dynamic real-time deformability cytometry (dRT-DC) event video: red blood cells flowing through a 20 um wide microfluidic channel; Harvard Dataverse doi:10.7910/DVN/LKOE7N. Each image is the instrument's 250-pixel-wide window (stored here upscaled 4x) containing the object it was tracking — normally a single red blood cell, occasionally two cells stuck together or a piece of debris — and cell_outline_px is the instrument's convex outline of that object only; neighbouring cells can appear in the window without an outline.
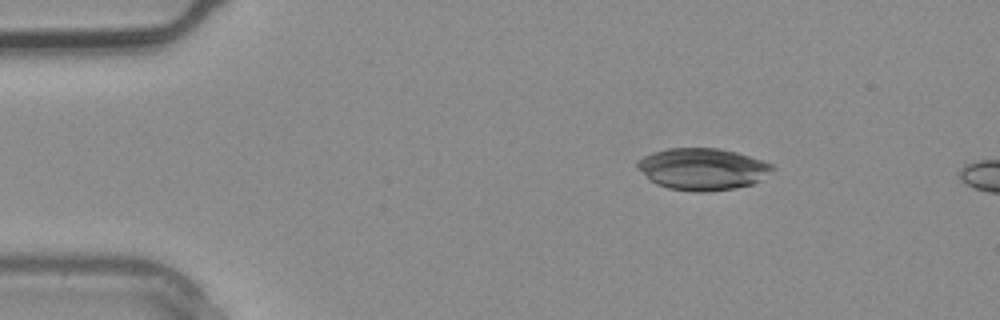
{"species": "common noctule bat (a hibernating species)", "species_latin": "Nyctalus noctula", "temperature_condition": "warm", "stored_images_in_passage": 4, "camera_frame_rate_fps": 3000, "um_per_image_px": 0.085, "animal": {"sex": "male", "body_mass_g": 20.4}, "frame": {"image": 1, "passage_image": 2, "time_ms": 0.333, "image_size_px": [1000, 320], "cell_outline_px": [[776, 168], [760, 180], [752, 184], [732, 188], [704, 192], [692, 192], [668, 188], [656, 184], [636, 164], [636, 160], [652, 152], [668, 148], [720, 148], [736, 152], [764, 160], [772, 164]], "centroid_in_image_um": [59.75, 14.36], "position_along_channel_um": 25.3, "area_um2": 32.77}}